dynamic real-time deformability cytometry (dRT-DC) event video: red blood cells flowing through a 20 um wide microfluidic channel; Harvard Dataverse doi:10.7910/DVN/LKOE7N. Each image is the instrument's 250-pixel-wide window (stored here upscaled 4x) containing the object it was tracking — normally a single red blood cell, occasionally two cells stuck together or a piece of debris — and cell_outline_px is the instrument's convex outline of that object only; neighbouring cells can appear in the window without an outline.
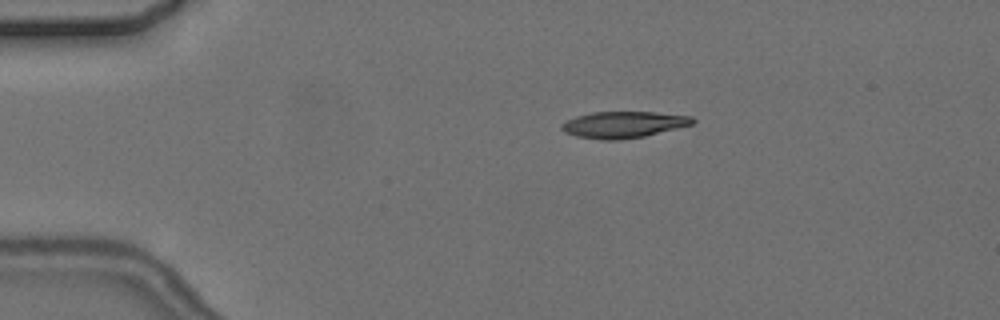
{"species": "common noctule bat (a hibernating species)", "species_latin": "Nyctalus noctula", "temperature_condition": "cold", "stored_images_in_passage": 4, "camera_frame_rate_fps": 3000, "um_per_image_px": 0.085, "animal": {"sex": "female", "body_mass_g": 24.6, "forearm_length_mm": 56.2}, "frame": {"image": 1, "passage_image": 3, "time_ms": 2.333, "image_size_px": [1000, 320], "cell_outline_px": [[696, 120], [692, 124], [644, 136], [616, 140], [600, 140], [576, 136], [564, 132], [560, 128], [560, 124], [576, 116], [592, 112], [652, 112], [692, 116]], "centroid_in_image_um": [52.95, 10.59], "position_along_channel_um": 32.0, "area_um2": 20.06}}